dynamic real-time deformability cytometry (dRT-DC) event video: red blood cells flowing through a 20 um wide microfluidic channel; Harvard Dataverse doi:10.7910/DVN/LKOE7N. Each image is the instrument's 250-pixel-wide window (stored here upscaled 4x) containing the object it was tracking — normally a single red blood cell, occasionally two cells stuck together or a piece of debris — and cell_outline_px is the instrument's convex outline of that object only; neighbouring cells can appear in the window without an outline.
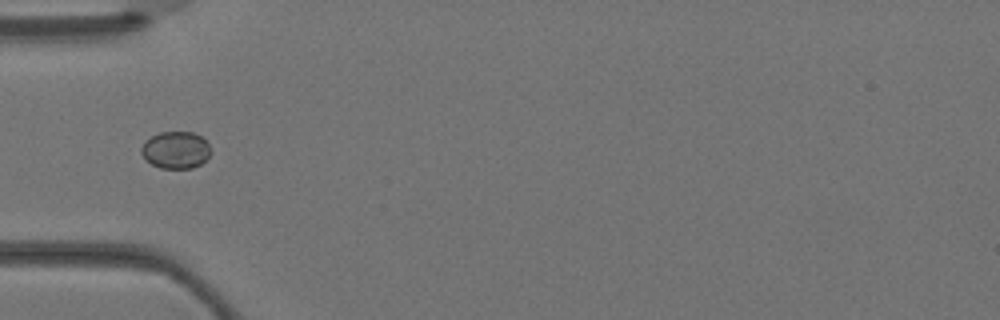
{"species": "Egyptian fruit bat (a non-hibernating species)", "species_latin": "Rousettus aegyptiacus", "temperature_condition": "warm", "stored_images_in_passage": 5, "camera_frame_rate_fps": 3000, "um_per_image_px": 0.085, "animal": {"sex": "female"}, "frame": {"image": 1, "passage_image": 5, "time_ms": 1.333, "image_size_px": [1000, 320], "cell_outline_px": [[212, 152], [200, 164], [192, 168], [160, 168], [152, 164], [140, 152], [140, 148], [144, 140], [160, 132], [192, 132], [200, 136], [212, 148]], "centroid_in_image_um": [14.93, 12.74], "position_along_channel_um": 70.1, "area_um2": 14.97}}